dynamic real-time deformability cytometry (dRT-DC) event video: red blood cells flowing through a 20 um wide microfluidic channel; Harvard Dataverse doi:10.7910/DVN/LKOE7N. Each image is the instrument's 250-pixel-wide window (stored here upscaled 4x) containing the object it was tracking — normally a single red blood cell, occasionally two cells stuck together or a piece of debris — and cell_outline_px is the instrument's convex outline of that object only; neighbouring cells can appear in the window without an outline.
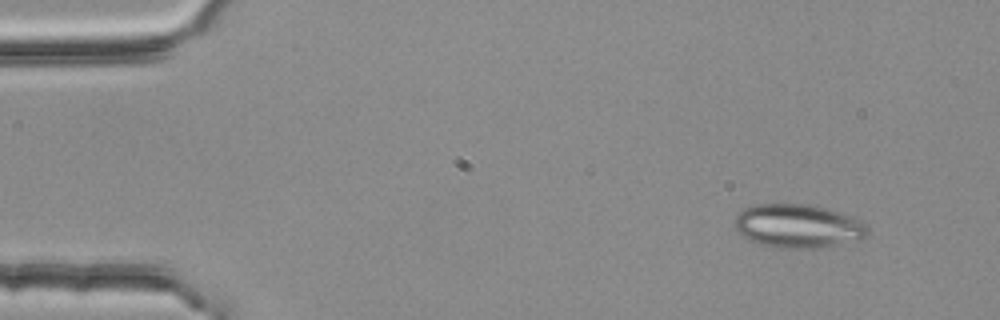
{"species": "common noctule bat (a hibernating species)", "species_latin": "Nyctalus noctula", "temperature_condition": "room temperature", "stored_images_in_passage": 25, "camera_frame_rate_fps": 3000, "um_per_image_px": 0.085, "animal": {"sex": "female", "body_mass_g": 25.1}, "frame": {"image": 1, "passage_image": 1, "time_ms": 0.0, "image_size_px": [1000, 320], "cell_outline_px": [[868, 236], [864, 240], [820, 248], [776, 248], [748, 240], [736, 232], [736, 216], [744, 208], [752, 204], [808, 204], [828, 208], [852, 216], [860, 220], [868, 228]], "centroid_in_image_um": [67.87, 19.22], "position_along_channel_um": 17.1, "area_um2": 34.33}}
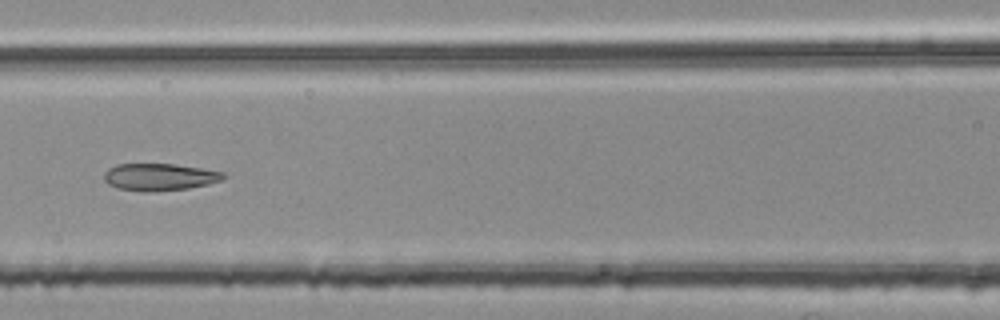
{"frame": {"image": 2, "passage_image": 20, "time_ms": 6.333, "image_size_px": [1000, 320], "cell_outline_px": [[224, 180], [208, 184], [188, 188], [156, 192], [144, 192], [120, 188], [108, 184], [104, 180], [104, 172], [108, 168], [116, 164], [176, 164], [224, 172]], "centroid_in_image_um": [13.55, 15.04], "position_along_channel_um": 153.0, "area_um2": 18.96}}
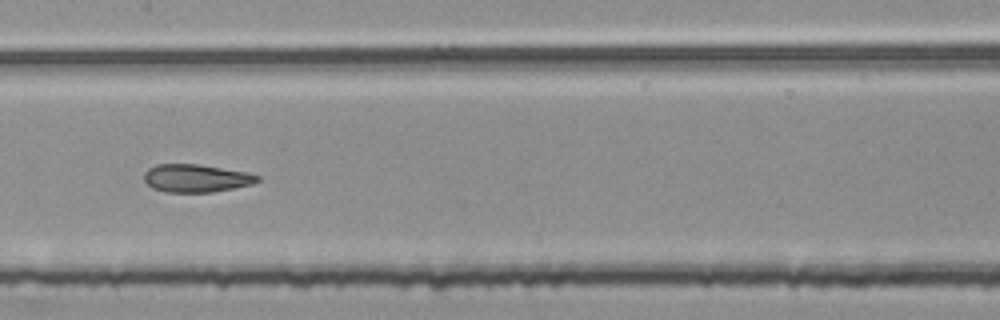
{"frame": {"image": 3, "passage_image": 23, "time_ms": 7.333, "image_size_px": [1000, 320], "cell_outline_px": [[260, 180], [252, 184], [212, 192], [164, 192], [152, 188], [144, 180], [144, 172], [148, 168], [156, 164], [200, 164], [248, 172], [260, 176]], "centroid_in_image_um": [16.66, 15.14], "position_along_channel_um": 190.7, "area_um2": 18.55}}